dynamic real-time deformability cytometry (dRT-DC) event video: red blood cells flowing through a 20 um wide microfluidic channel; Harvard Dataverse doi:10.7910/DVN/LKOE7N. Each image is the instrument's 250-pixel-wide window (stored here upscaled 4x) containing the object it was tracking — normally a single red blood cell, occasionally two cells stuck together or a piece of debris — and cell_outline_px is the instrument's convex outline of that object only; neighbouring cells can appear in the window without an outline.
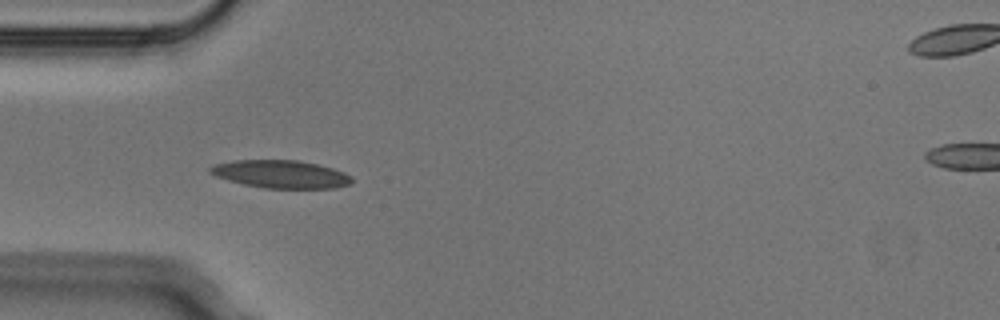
{"species": "Egyptian fruit bat (a non-hibernating species)", "species_latin": "Rousettus aegyptiacus", "temperature_condition": "cold", "stored_images_in_passage": 1, "camera_frame_rate_fps": 3000, "um_per_image_px": 0.085, "animal": {"sex": "male"}, "frame": {"image": 1, "passage_image": 1, "time_ms": 0.0, "image_size_px": [1000, 320], "cell_outline_px": [[352, 180], [348, 184], [336, 188], [264, 188], [244, 184], [228, 180], [216, 176], [208, 172], [208, 168], [216, 164], [236, 160], [300, 160], [332, 168], [344, 172], [352, 176]], "centroid_in_image_um": [23.87, 14.8], "position_along_channel_um": 61.1, "area_um2": 22.89}}